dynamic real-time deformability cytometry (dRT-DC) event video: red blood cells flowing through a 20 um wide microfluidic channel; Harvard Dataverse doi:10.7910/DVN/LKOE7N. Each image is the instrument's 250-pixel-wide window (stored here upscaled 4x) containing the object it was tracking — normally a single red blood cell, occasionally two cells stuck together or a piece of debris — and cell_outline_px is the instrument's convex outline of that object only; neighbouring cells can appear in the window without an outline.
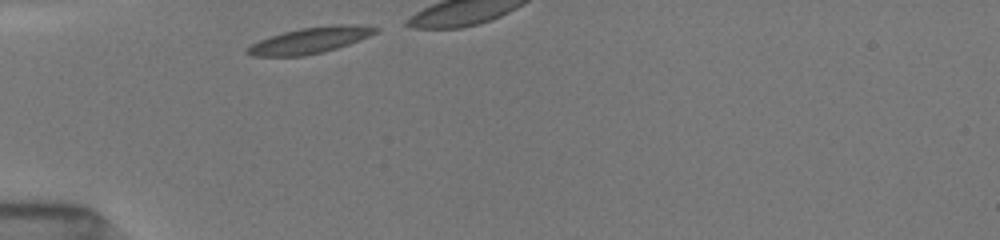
{"species": "common noctule bat (a hibernating species)", "species_latin": "Nyctalus noctula", "temperature_condition": "room temperature", "stored_images_in_passage": 26, "camera_frame_rate_fps": 3000, "um_per_image_px": 0.085, "animal": {"sex": "female", "body_mass_g": 19.5, "forearm_length_mm": 54.1}, "frame": {"image": 1, "passage_image": 1, "time_ms": 0.0, "image_size_px": [1000, 240], "cell_outline_px": [[380, 28], [376, 32], [360, 40], [324, 52], [300, 56], [252, 56], [244, 52], [252, 44], [260, 40], [284, 32], [300, 28], [336, 24], [360, 24]], "centroid_in_image_um": [26.38, 3.42], "position_along_channel_um": 58.6, "area_um2": 19.31}}
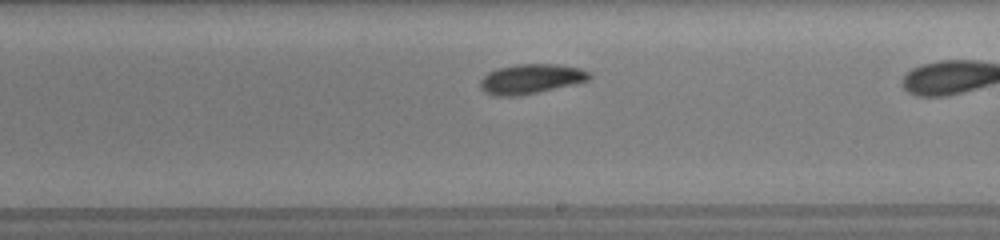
{"frame": {"image": 2, "passage_image": 16, "time_ms": 5.0, "image_size_px": [1000, 240], "cell_outline_px": [[592, 76], [588, 80], [572, 84], [536, 92], [516, 96], [492, 96], [484, 92], [480, 88], [480, 80], [488, 72], [496, 68], [516, 64], [556, 64], [580, 68], [592, 72]], "centroid_in_image_um": [45.09, 6.7], "position_along_channel_um": 243.9, "area_um2": 18.9}}